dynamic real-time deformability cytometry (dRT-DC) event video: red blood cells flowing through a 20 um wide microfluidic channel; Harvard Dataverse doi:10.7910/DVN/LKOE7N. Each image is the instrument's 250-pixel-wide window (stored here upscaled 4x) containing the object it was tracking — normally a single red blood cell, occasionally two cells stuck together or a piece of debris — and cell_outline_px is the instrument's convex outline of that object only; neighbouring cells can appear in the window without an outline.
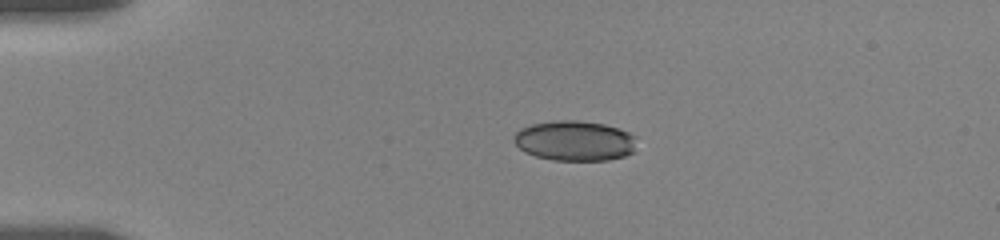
{"species": "human", "species_latin": "Homo sapiens", "temperature_condition": "room temperature", "stored_images_in_passage": 33, "camera_frame_rate_fps": 3000, "um_per_image_px": 0.085, "donor": {"sex": "female"}, "frame": {"image": 1, "passage_image": 1, "time_ms": 0.0, "image_size_px": [1000, 240], "cell_outline_px": [[636, 152], [624, 156], [608, 160], [552, 160], [536, 156], [524, 152], [512, 140], [516, 132], [520, 128], [532, 124], [552, 120], [580, 120], [604, 124], [628, 132], [636, 136]], "centroid_in_image_um": [48.86, 11.96], "position_along_channel_um": 36.1, "area_um2": 29.02}}
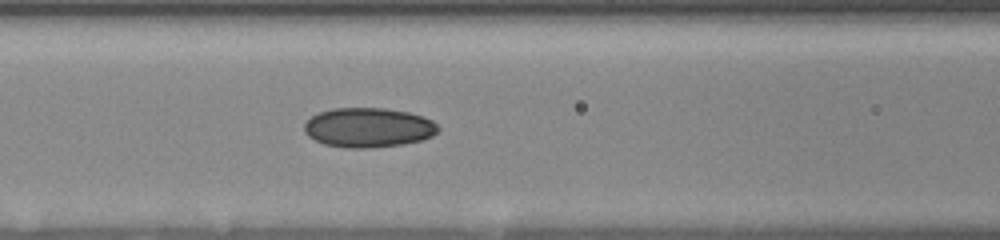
{"frame": {"image": 2, "passage_image": 23, "time_ms": 4.0, "image_size_px": [1000, 240], "cell_outline_px": [[440, 128], [432, 136], [420, 140], [404, 144], [372, 148], [348, 148], [324, 144], [308, 136], [304, 132], [304, 124], [312, 116], [320, 112], [332, 108], [384, 108], [408, 112], [424, 116], [432, 120]], "centroid_in_image_um": [31.31, 10.84], "position_along_channel_um": 135.3, "area_um2": 30.92}}
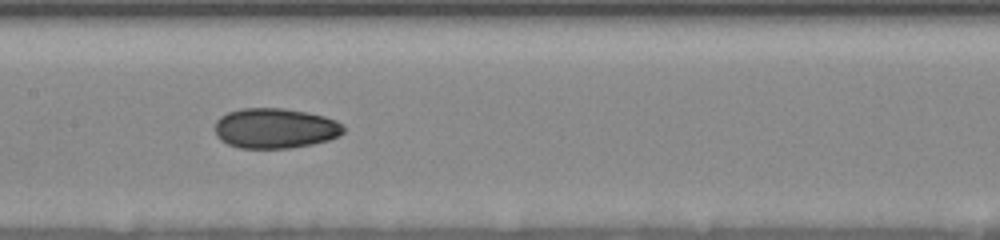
{"frame": {"image": 3, "passage_image": 32, "time_ms": 5.333, "image_size_px": [1000, 240], "cell_outline_px": [[344, 132], [340, 136], [328, 140], [312, 144], [288, 148], [240, 148], [228, 144], [220, 140], [216, 136], [216, 120], [220, 116], [228, 112], [240, 108], [284, 108], [324, 116], [336, 120], [344, 128]], "centroid_in_image_um": [23.37, 10.9], "position_along_channel_um": 184.0, "area_um2": 30.11}}